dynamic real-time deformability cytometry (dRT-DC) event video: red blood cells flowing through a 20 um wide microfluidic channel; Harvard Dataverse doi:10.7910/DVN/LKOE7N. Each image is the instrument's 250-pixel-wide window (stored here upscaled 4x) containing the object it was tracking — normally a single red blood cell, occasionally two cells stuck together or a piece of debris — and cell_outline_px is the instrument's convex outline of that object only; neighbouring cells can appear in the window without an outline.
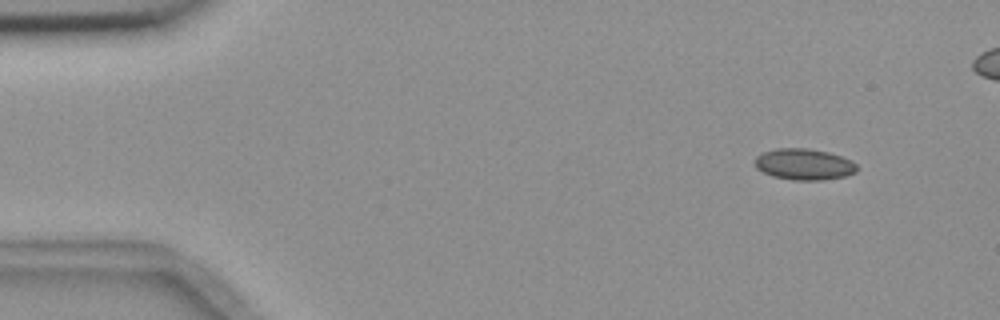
{"species": "common noctule bat (a hibernating species)", "species_latin": "Nyctalus noctula", "temperature_condition": "room temperature", "stored_images_in_passage": 5, "camera_frame_rate_fps": 3000, "um_per_image_px": 0.085, "animal": {"sex": "female", "body_mass_g": 18.4}, "frame": {"image": 1, "passage_image": 1, "time_ms": 0.0, "image_size_px": [1000, 320], "cell_outline_px": [[856, 172], [844, 176], [820, 180], [792, 180], [772, 176], [756, 168], [756, 156], [764, 152], [776, 148], [808, 148], [828, 152], [852, 160], [856, 164]], "centroid_in_image_um": [68.34, 13.96], "position_along_channel_um": 16.7, "area_um2": 18.44}}